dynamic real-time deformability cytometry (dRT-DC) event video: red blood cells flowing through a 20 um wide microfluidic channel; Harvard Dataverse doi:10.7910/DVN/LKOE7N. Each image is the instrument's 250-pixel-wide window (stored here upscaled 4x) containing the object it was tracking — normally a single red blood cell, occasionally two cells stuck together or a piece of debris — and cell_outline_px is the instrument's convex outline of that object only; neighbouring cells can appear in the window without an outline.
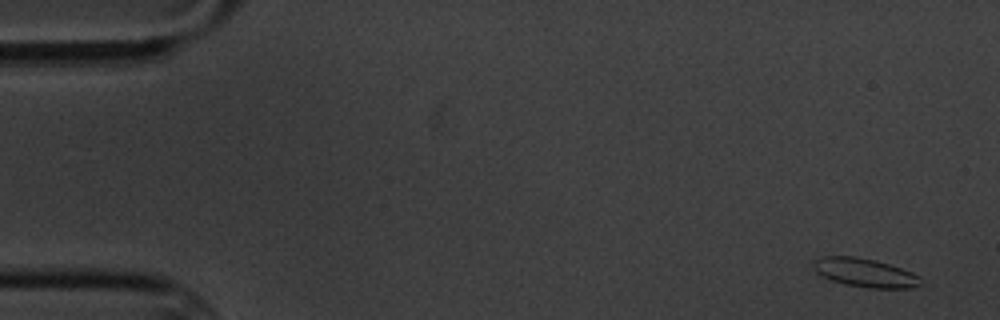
{"species": "common noctule bat (a hibernating species)", "species_latin": "Nyctalus noctula", "temperature_condition": "cold", "stored_images_in_passage": 5, "camera_frame_rate_fps": 3000, "um_per_image_px": 0.085, "animal": {"sex": "male", "body_mass_g": 20.1, "forearm_length_mm": 53.5}, "frame": {"image": 1, "passage_image": 1, "time_ms": 0.0, "image_size_px": [1000, 320], "cell_outline_px": [[920, 284], [908, 288], [868, 288], [848, 284], [832, 280], [820, 276], [812, 268], [812, 260], [820, 256], [856, 256], [876, 260], [912, 272], [920, 276]], "centroid_in_image_um": [73.45, 23.16], "position_along_channel_um": 11.6, "area_um2": 17.98}}